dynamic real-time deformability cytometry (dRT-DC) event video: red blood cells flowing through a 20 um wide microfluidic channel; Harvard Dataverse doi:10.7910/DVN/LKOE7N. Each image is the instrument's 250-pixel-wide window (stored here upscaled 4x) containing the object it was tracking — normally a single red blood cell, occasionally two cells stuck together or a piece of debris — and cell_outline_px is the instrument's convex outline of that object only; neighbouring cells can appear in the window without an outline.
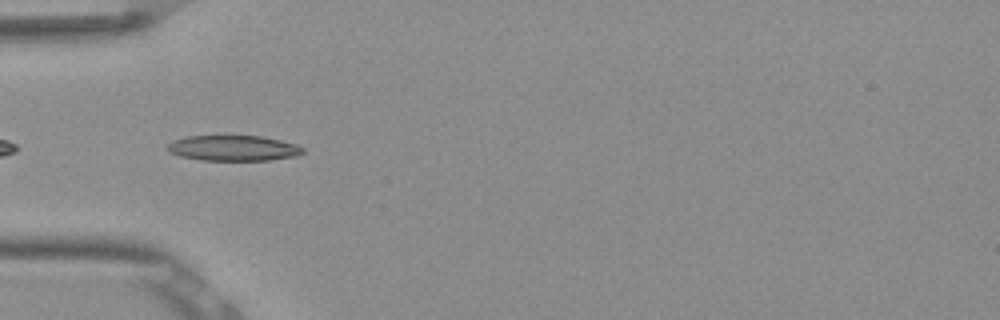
{"species": "Egyptian fruit bat (a non-hibernating species)", "species_latin": "Rousettus aegyptiacus", "temperature_condition": "room temperature", "stored_images_in_passage": 38, "camera_frame_rate_fps": 3000, "um_per_image_px": 0.085, "frame": {"image": 1, "passage_image": 2, "time_ms": 0.333, "image_size_px": [1000, 320], "cell_outline_px": [[304, 152], [296, 156], [268, 160], [200, 160], [180, 156], [168, 152], [164, 148], [172, 140], [188, 136], [260, 136], [280, 140], [296, 144], [304, 148]], "centroid_in_image_um": [19.79, 12.59], "position_along_channel_um": 65.2, "area_um2": 20.17}}
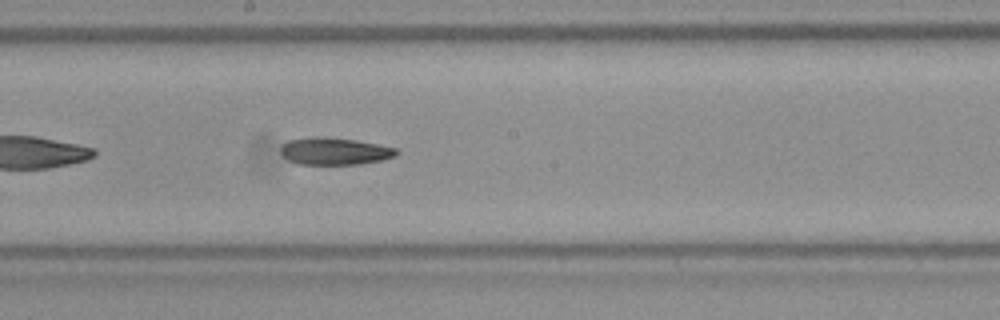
{"frame": {"image": 2, "passage_image": 14, "time_ms": 4.333, "image_size_px": [1000, 320], "cell_outline_px": [[400, 152], [396, 156], [384, 160], [360, 164], [296, 164], [288, 160], [280, 152], [280, 148], [288, 140], [312, 136], [324, 136], [356, 140], [396, 148]], "centroid_in_image_um": [28.45, 12.85], "position_along_channel_um": 219.8, "area_um2": 18.55}}
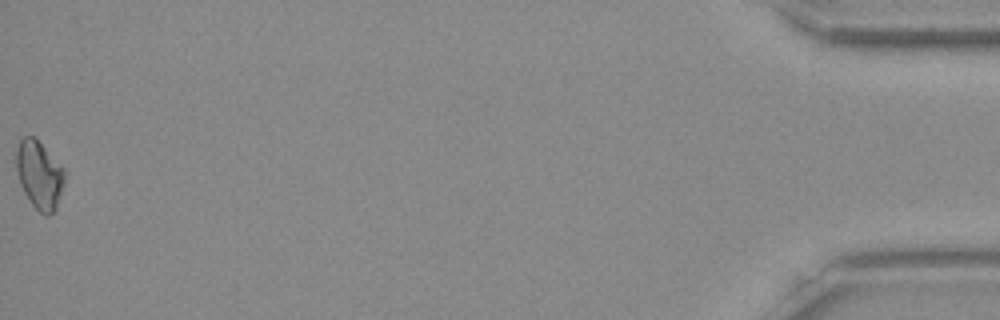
{"frame": {"image": 3, "passage_image": 38, "time_ms": 12.333, "image_size_px": [1000, 320], "cell_outline_px": [[64, 180], [56, 208], [48, 216], [44, 216], [32, 204], [24, 192], [20, 184], [16, 168], [16, 148], [20, 140], [24, 136], [32, 136], [64, 168]], "centroid_in_image_um": [3.32, 14.87], "position_along_channel_um": 431.9, "area_um2": 18.73}, "authors_computed_cell_mechanics": {"area_um2": 18.7272, "velocity_mm_per_s": 3.8713, "shape_relaxation_time_tau1_ms": 7.2149, "shape_relaxation_time_tau2_ms": null, "deformation_change_tau1": 0.1449, "deformation_change_tau2": null}}